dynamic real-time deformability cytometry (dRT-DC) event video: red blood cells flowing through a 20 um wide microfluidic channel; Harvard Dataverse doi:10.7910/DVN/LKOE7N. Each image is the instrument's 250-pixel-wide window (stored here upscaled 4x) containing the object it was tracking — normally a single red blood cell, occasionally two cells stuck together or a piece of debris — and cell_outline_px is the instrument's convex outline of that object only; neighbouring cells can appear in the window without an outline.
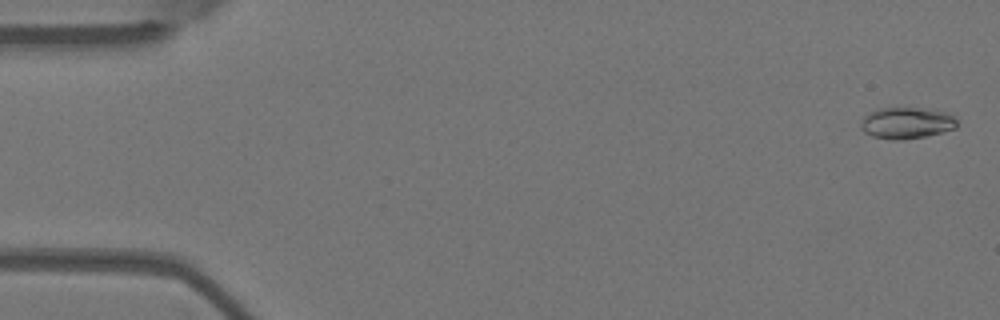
{"species": "Egyptian fruit bat (a non-hibernating species)", "species_latin": "Rousettus aegyptiacus", "temperature_condition": "warm", "stored_images_in_passage": 4, "camera_frame_rate_fps": 3000, "um_per_image_px": 0.085, "animal": {"sex": "female"}, "frame": {"image": 1, "passage_image": 1, "time_ms": 0.0, "image_size_px": [1000, 320], "cell_outline_px": [[956, 128], [924, 136], [904, 140], [892, 140], [872, 136], [864, 132], [860, 128], [860, 120], [864, 116], [876, 108], [920, 108], [948, 112], [956, 116]], "centroid_in_image_um": [77.03, 10.45], "position_along_channel_um": 8.0, "area_um2": 17.74}}